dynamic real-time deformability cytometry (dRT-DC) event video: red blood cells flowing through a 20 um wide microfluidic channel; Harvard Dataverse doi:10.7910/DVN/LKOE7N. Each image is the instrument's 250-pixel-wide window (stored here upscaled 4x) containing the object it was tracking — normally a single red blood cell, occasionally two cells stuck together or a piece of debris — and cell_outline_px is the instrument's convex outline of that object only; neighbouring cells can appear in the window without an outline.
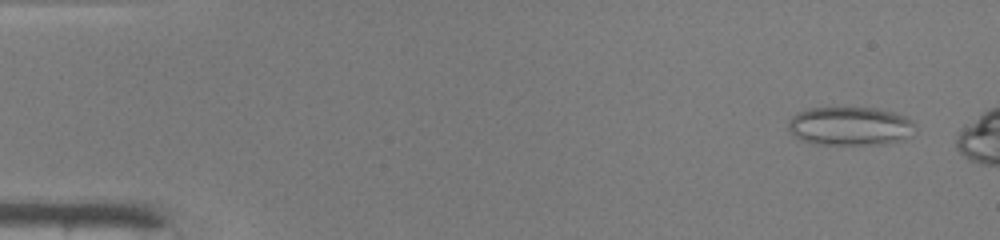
{"species": "common noctule bat (a hibernating species)", "species_latin": "Nyctalus noctula", "temperature_condition": "warm", "stored_images_in_passage": 47, "camera_frame_rate_fps": 3000, "um_per_image_px": 0.085, "animal": {"sex": "male", "body_mass_g": 19.0, "forearm_length_mm": 50.8}, "frame": {"image": 1, "passage_image": 3, "time_ms": 0.667, "image_size_px": [1000, 240], "cell_outline_px": [[916, 124], [912, 136], [900, 140], [884, 144], [812, 144], [800, 140], [788, 128], [788, 120], [796, 112], [808, 108], [876, 108], [896, 112], [912, 120]], "centroid_in_image_um": [72.27, 10.71], "position_along_channel_um": 12.7, "area_um2": 28.84}}
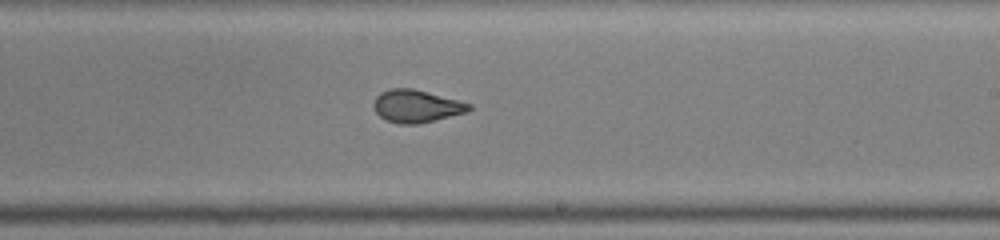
{"frame": {"image": 2, "passage_image": 29, "time_ms": 9.333, "image_size_px": [1000, 240], "cell_outline_px": [[472, 108], [468, 112], [416, 124], [400, 124], [388, 120], [380, 116], [372, 108], [372, 104], [376, 96], [380, 92], [388, 88], [412, 88], [428, 92], [472, 104]], "centroid_in_image_um": [35.36, 9.01], "position_along_channel_um": 253.6, "area_um2": 18.09}}
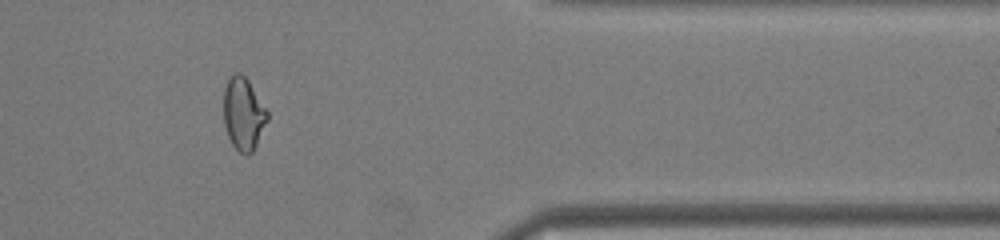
{"frame": {"image": 3, "passage_image": 40, "time_ms": 13.0, "image_size_px": [1000, 240], "cell_outline_px": [[268, 120], [252, 152], [248, 156], [244, 156], [232, 144], [228, 136], [224, 124], [224, 88], [232, 72], [240, 72], [248, 80], [268, 112]], "centroid_in_image_um": [20.68, 9.67], "position_along_channel_um": 390.7, "area_um2": 18.44}, "authors_computed_cell_mechanics": {"area_um2": 19.8254, "velocity_mm_per_s": 4.2278, "shape_relaxation_time_tau1_ms": null, "shape_relaxation_time_tau2_ms": 0.7659, "deformation_change_tau1": null, "deformation_change_tau2": 0.057}}